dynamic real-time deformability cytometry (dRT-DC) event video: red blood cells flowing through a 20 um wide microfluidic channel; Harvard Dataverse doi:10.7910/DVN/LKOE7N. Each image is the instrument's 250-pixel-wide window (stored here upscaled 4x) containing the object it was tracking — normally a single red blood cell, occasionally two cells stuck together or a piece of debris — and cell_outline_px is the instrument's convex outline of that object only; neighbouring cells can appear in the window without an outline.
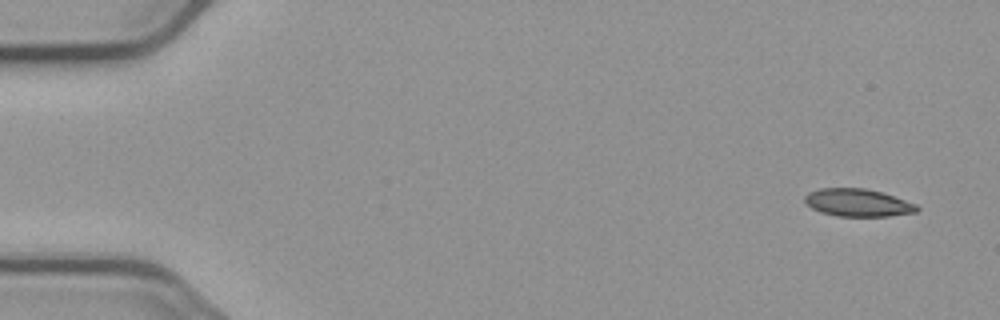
{"species": "common noctule bat (a hibernating species)", "species_latin": "Nyctalus noctula", "temperature_condition": "cold", "stored_images_in_passage": 5, "camera_frame_rate_fps": 3000, "um_per_image_px": 0.085, "animal": {"sex": "male", "body_mass_g": 23.1, "forearm_length_mm": 52.7}, "frame": {"image": 1, "passage_image": 1, "time_ms": 0.0, "image_size_px": [1000, 320], "cell_outline_px": [[920, 208], [916, 212], [888, 216], [836, 216], [820, 212], [804, 204], [804, 196], [808, 192], [820, 188], [864, 188], [880, 192], [916, 204]], "centroid_in_image_um": [72.85, 17.23], "position_along_channel_um": 12.1, "area_um2": 18.03}}
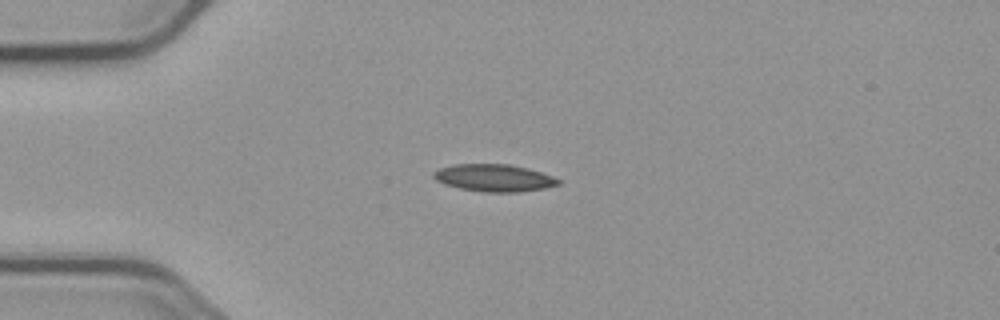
{"frame": {"image": 2, "passage_image": 4, "time_ms": 3.667, "image_size_px": [1000, 320], "cell_outline_px": [[560, 184], [544, 188], [520, 192], [484, 192], [460, 188], [444, 184], [436, 180], [432, 176], [432, 172], [440, 168], [452, 164], [508, 164], [528, 168], [552, 176], [560, 180]], "centroid_in_image_um": [41.97, 15.12], "position_along_channel_um": 43.0, "area_um2": 19.83}}